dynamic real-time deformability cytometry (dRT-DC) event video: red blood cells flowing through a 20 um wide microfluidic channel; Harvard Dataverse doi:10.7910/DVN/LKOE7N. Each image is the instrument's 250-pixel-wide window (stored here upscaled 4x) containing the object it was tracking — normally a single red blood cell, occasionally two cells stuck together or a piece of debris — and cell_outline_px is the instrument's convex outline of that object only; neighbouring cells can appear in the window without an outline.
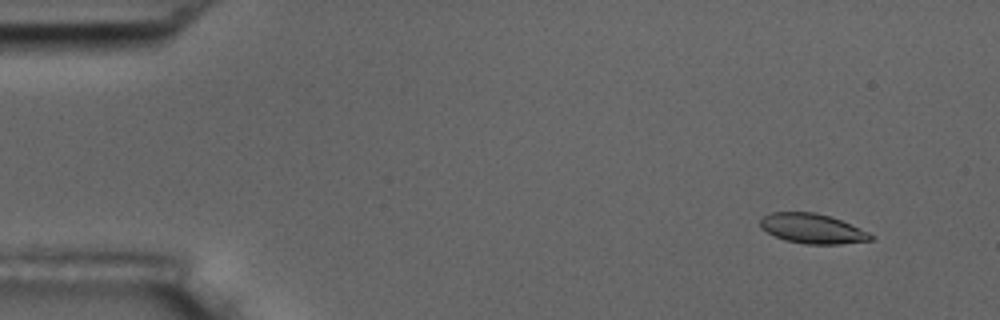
{"species": "common noctule bat (a hibernating species)", "species_latin": "Nyctalus noctula", "temperature_condition": "room temperature", "stored_images_in_passage": 8, "camera_frame_rate_fps": 3000, "um_per_image_px": 0.085, "animal": {"sex": "male", "body_mass_g": 17.5, "forearm_length_mm": 52.3}, "frame": {"image": 1, "passage_image": 1, "time_ms": 0.0, "image_size_px": [1000, 320], "cell_outline_px": [[876, 236], [872, 240], [840, 244], [804, 244], [784, 240], [760, 228], [760, 220], [764, 216], [772, 212], [816, 212], [840, 220], [860, 228]], "centroid_in_image_um": [69.06, 19.44], "position_along_channel_um": 15.9, "area_um2": 19.13}}
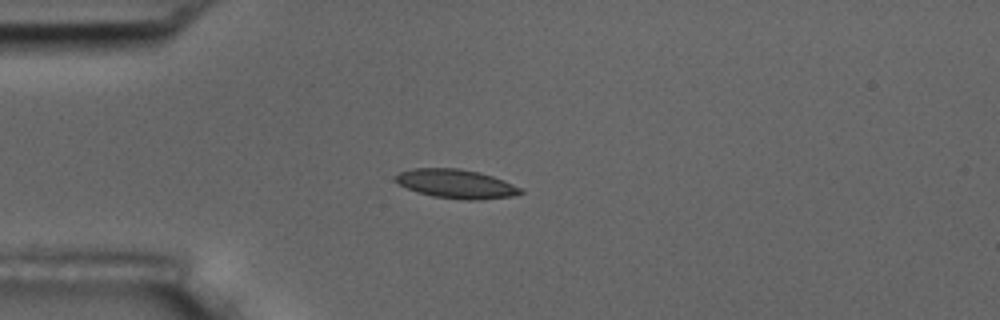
{"frame": {"image": 2, "passage_image": 4, "time_ms": 1.0, "image_size_px": [1000, 320], "cell_outline_px": [[524, 192], [512, 196], [480, 200], [460, 200], [432, 196], [416, 192], [400, 184], [392, 176], [400, 172], [412, 168], [460, 168], [480, 172], [504, 180], [524, 188]], "centroid_in_image_um": [38.8, 15.63], "position_along_channel_um": 46.2, "area_um2": 21.39}}
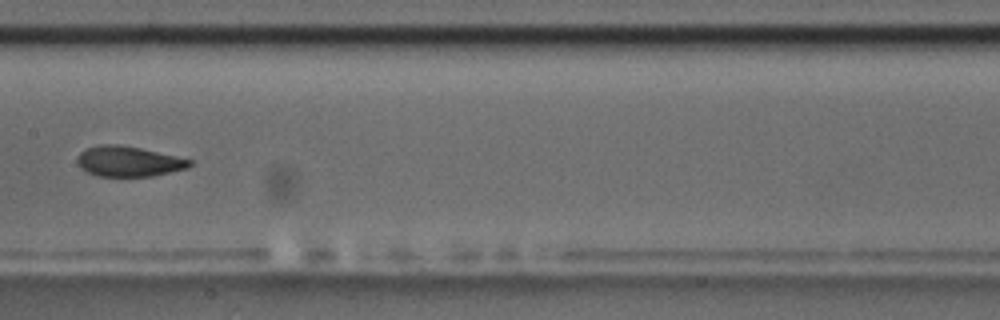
{"frame": {"image": 3, "passage_image": 8, "time_ms": 2.333, "image_size_px": [1000, 320], "cell_outline_px": [[196, 160], [188, 168], [152, 176], [100, 176], [88, 172], [80, 168], [76, 160], [80, 152], [84, 148], [100, 144], [120, 144], [140, 148]], "centroid_in_image_um": [10.94, 13.7], "position_along_channel_um": 196.5, "area_um2": 20.06}}